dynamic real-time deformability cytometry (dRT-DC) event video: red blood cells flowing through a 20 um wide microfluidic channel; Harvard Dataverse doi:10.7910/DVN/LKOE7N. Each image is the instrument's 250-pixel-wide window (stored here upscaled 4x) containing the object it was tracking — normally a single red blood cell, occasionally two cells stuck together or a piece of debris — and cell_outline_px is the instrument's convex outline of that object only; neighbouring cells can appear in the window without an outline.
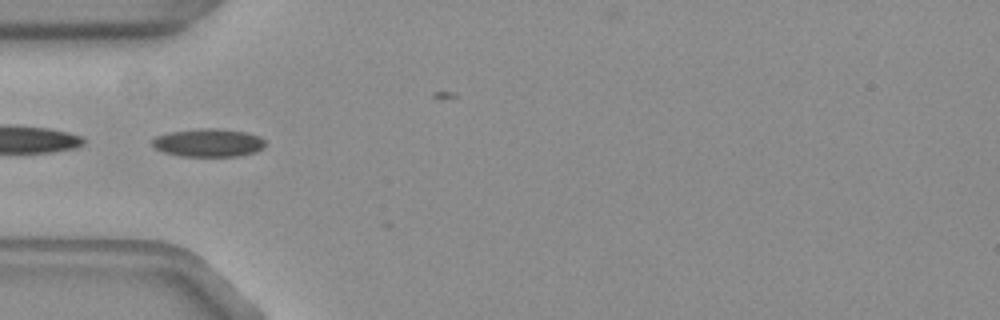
{"species": "common noctule bat (a hibernating species)", "species_latin": "Nyctalus noctula", "temperature_condition": "warm", "stored_images_in_passage": 5, "camera_frame_rate_fps": 3000, "um_per_image_px": 0.085, "animal": {"sex": "female", "body_mass_g": 19.3, "forearm_length_mm": 54.1}, "frame": {"image": 1, "passage_image": 1, "time_ms": 0.0, "image_size_px": [1000, 320], "cell_outline_px": [[264, 148], [256, 152], [240, 156], [180, 156], [164, 152], [156, 148], [152, 144], [152, 140], [156, 136], [168, 132], [200, 128], [216, 128], [248, 132], [260, 136], [264, 140]], "centroid_in_image_um": [17.74, 12.13], "position_along_channel_um": 67.3, "area_um2": 18.67}}